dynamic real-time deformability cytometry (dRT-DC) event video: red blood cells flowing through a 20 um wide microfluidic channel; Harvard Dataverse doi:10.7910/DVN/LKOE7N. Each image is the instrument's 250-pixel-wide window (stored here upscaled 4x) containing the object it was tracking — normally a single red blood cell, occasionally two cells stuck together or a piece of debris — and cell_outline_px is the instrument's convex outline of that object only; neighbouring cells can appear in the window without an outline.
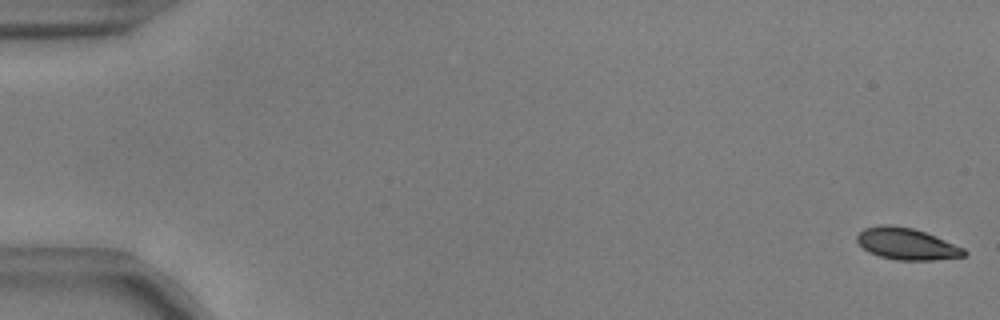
{"species": "common noctule bat (a hibernating species)", "species_latin": "Nyctalus noctula", "temperature_condition": "warm", "stored_images_in_passage": 11, "camera_frame_rate_fps": 3000, "um_per_image_px": 0.085, "animal": {"sex": "male", "body_mass_g": 17.9, "forearm_length_mm": 54.2}, "frame": {"image": 1, "passage_image": 1, "time_ms": 0.0, "image_size_px": [1000, 320], "cell_outline_px": [[968, 252], [964, 256], [932, 260], [896, 260], [880, 256], [868, 252], [856, 240], [856, 236], [864, 228], [880, 224], [892, 224], [912, 228], [936, 236], [964, 248]], "centroid_in_image_um": [77.05, 20.72], "position_along_channel_um": 7.9, "area_um2": 19.77}}